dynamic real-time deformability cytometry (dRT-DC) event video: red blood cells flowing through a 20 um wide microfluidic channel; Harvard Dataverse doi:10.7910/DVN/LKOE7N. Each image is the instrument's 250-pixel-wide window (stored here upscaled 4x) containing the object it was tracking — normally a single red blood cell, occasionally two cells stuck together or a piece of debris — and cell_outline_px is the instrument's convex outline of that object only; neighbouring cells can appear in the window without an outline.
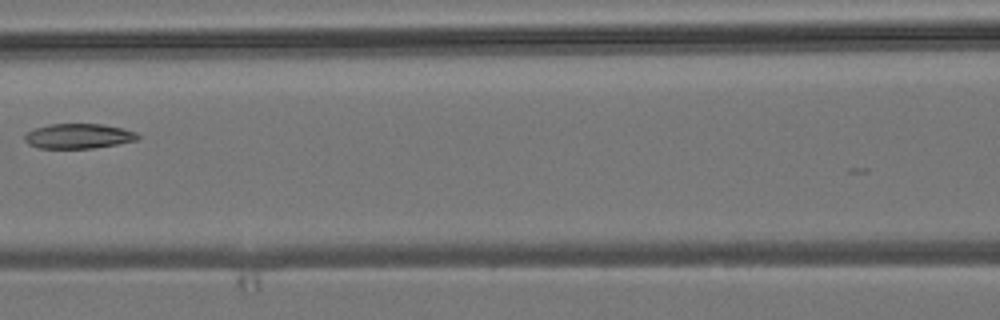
{"species": "common noctule bat (a hibernating species)", "species_latin": "Nyctalus noctula", "temperature_condition": "room temperature", "stored_images_in_passage": 6, "camera_frame_rate_fps": 3000, "um_per_image_px": 0.085, "animal": {"sex": "male", "body_mass_g": 19.2, "forearm_length_mm": 51.8}, "frame": {"image": 1, "passage_image": 6, "time_ms": 6.0, "image_size_px": [1000, 320], "cell_outline_px": [[140, 136], [136, 140], [116, 144], [92, 148], [40, 148], [28, 144], [24, 140], [24, 136], [28, 132], [36, 128], [48, 124], [104, 124], [124, 128], [136, 132]], "centroid_in_image_um": [6.68, 11.56], "position_along_channel_um": 159.9, "area_um2": 16.36}}